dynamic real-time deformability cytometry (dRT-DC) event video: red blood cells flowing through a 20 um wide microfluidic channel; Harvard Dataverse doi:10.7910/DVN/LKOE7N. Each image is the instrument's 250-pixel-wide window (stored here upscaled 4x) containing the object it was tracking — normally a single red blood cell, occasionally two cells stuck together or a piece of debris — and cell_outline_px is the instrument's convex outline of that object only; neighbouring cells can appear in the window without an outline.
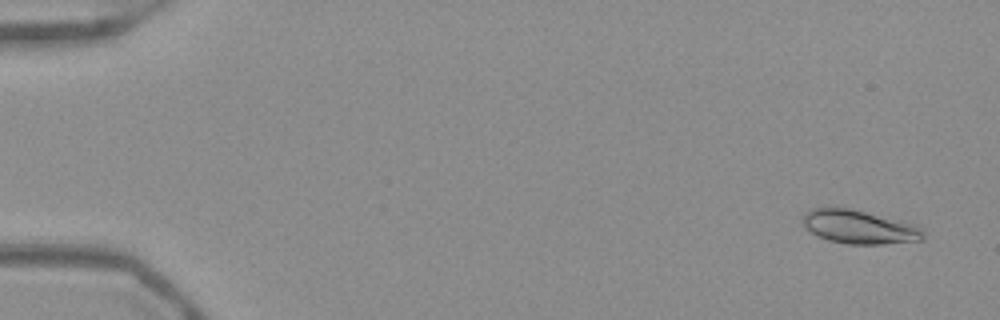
{"species": "Egyptian fruit bat (a non-hibernating species)", "species_latin": "Rousettus aegyptiacus", "temperature_condition": "warm", "stored_images_in_passage": 53, "camera_frame_rate_fps": 3000, "um_per_image_px": 0.085, "frame": {"image": 1, "passage_image": 3, "time_ms": 0.667, "image_size_px": [1000, 320], "cell_outline_px": [[924, 240], [884, 244], [848, 244], [828, 240], [812, 232], [800, 220], [804, 212], [812, 208], [848, 208], [916, 224], [924, 232]], "centroid_in_image_um": [73.05, 19.29], "position_along_channel_um": 12.0, "area_um2": 23.47}}
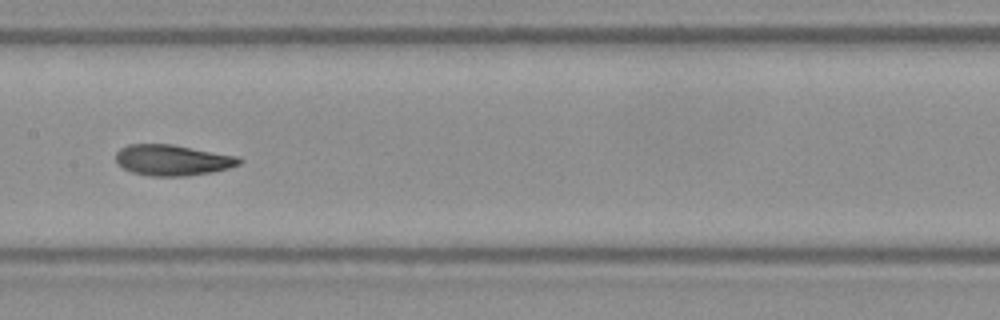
{"frame": {"image": 2, "passage_image": 28, "time_ms": 9.0, "image_size_px": [1000, 320], "cell_outline_px": [[244, 160], [240, 164], [228, 168], [212, 172], [188, 176], [152, 176], [132, 172], [124, 168], [116, 160], [116, 152], [120, 148], [128, 144], [172, 144], [240, 156]], "centroid_in_image_um": [14.71, 13.6], "position_along_channel_um": 192.7, "area_um2": 22.31}}
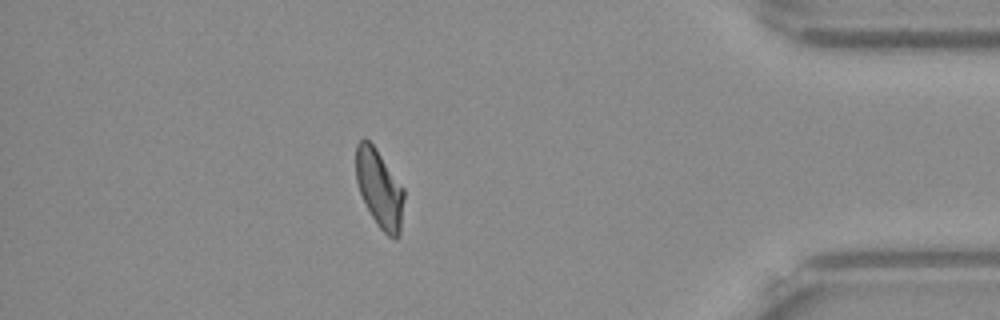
{"frame": {"image": 3, "passage_image": 47, "time_ms": 15.333, "image_size_px": [1000, 320], "cell_outline_px": [[404, 200], [400, 236], [396, 240], [388, 236], [376, 224], [360, 192], [356, 180], [356, 144], [364, 136], [376, 148], [404, 188]], "centroid_in_image_um": [32.27, 16.04], "position_along_channel_um": 402.9, "area_um2": 21.91}, "authors_computed_cell_mechanics": {"area_um2": 22.1374, "velocity_mm_per_s": 3.9099, "shape_relaxation_time_tau1_ms": 8.403, "shape_relaxation_time_tau2_ms": 1.8937, "deformation_change_tau1": 0.2233, "deformation_change_tau2": 0.0643}}